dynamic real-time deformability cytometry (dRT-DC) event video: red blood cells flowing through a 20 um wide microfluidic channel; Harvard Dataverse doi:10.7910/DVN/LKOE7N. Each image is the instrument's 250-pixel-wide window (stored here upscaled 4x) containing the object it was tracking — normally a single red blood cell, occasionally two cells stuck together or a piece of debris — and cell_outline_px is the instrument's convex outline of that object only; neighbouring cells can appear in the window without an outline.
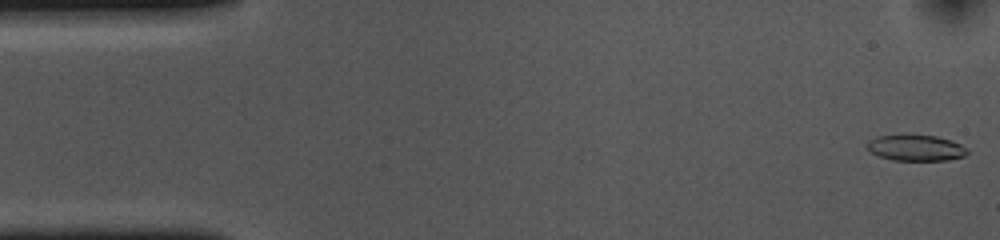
{"species": "common noctule bat (a hibernating species)", "species_latin": "Nyctalus noctula", "temperature_condition": "cold", "stored_images_in_passage": 53, "camera_frame_rate_fps": 3000, "um_per_image_px": 0.085, "animal": {"sex": "female", "body_mass_g": 10.0, "forearm_length_mm": 53.1}, "frame": {"image": 1, "passage_image": 1, "time_ms": 0.0, "image_size_px": [1000, 240], "cell_outline_px": [[968, 152], [964, 156], [948, 160], [892, 160], [880, 156], [872, 152], [868, 148], [868, 140], [876, 136], [936, 136], [952, 140], [968, 148]], "centroid_in_image_um": [77.89, 12.58], "position_along_channel_um": 7.1, "area_um2": 14.85}}
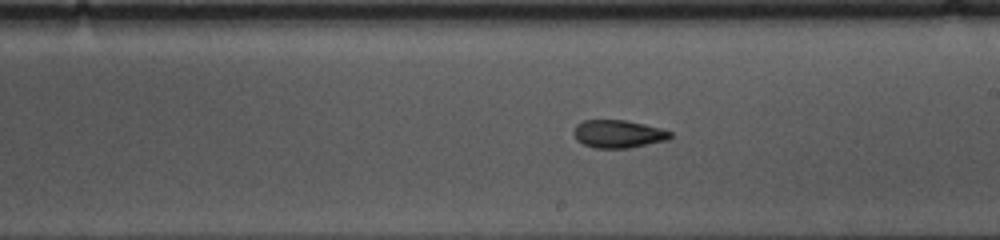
{"frame": {"image": 2, "passage_image": 29, "time_ms": 9.333, "image_size_px": [1000, 240], "cell_outline_px": [[672, 136], [668, 140], [628, 148], [596, 148], [584, 144], [576, 140], [572, 132], [576, 124], [584, 120], [624, 120], [644, 124], [660, 128], [672, 132]], "centroid_in_image_um": [52.53, 11.38], "position_along_channel_um": 236.5, "area_um2": 15.72}}
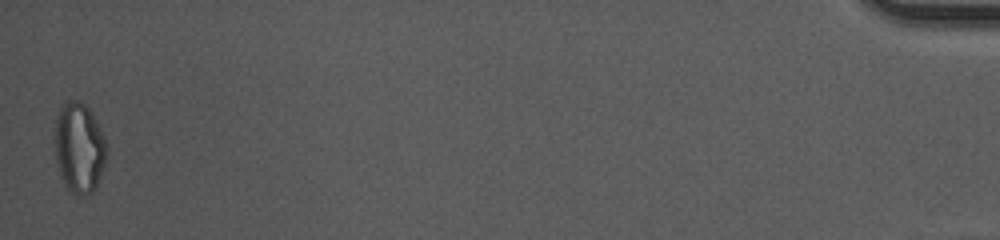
{"frame": {"image": 3, "passage_image": 53, "time_ms": 17.333, "image_size_px": [1000, 240], "cell_outline_px": [[104, 164], [100, 176], [92, 192], [84, 196], [80, 196], [72, 192], [64, 184], [56, 160], [56, 120], [60, 108], [68, 100], [80, 100], [88, 108], [104, 140]], "centroid_in_image_um": [6.7, 12.57], "position_along_channel_um": 428.5, "area_um2": 26.13}, "authors_computed_cell_mechanics": {"area_um2": 16.2418, "velocity_mm_per_s": 3.6522, "shape_relaxation_time_tau1_ms": null, "shape_relaxation_time_tau2_ms": 2.8434, "deformation_change_tau1": null, "deformation_change_tau2": 0.0963}}